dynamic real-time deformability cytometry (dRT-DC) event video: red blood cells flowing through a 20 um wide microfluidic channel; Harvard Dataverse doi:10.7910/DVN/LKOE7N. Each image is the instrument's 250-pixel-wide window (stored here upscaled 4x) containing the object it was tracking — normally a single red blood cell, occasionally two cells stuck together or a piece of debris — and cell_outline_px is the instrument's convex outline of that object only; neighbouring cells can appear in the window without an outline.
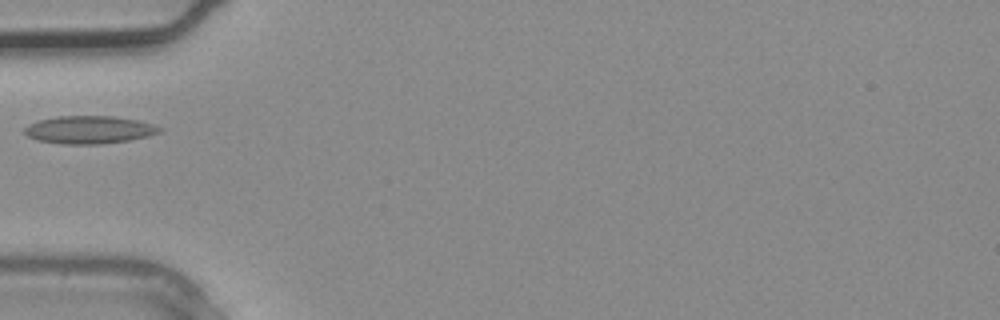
{"species": "common noctule bat (a hibernating species)", "species_latin": "Nyctalus noctula", "temperature_condition": "warm", "stored_images_in_passage": 3, "camera_frame_rate_fps": 3000, "um_per_image_px": 0.085, "animal": {"sex": "male", "body_mass_g": 20.4}, "frame": {"image": 1, "passage_image": 3, "time_ms": 0.667, "image_size_px": [1000, 320], "cell_outline_px": [[164, 128], [160, 132], [148, 136], [128, 140], [100, 144], [60, 144], [36, 140], [28, 136], [24, 132], [24, 128], [28, 124], [40, 120], [56, 116], [112, 116], [136, 120], [152, 124]], "centroid_in_image_um": [7.56, 11.03], "position_along_channel_um": 77.4, "area_um2": 21.85}}